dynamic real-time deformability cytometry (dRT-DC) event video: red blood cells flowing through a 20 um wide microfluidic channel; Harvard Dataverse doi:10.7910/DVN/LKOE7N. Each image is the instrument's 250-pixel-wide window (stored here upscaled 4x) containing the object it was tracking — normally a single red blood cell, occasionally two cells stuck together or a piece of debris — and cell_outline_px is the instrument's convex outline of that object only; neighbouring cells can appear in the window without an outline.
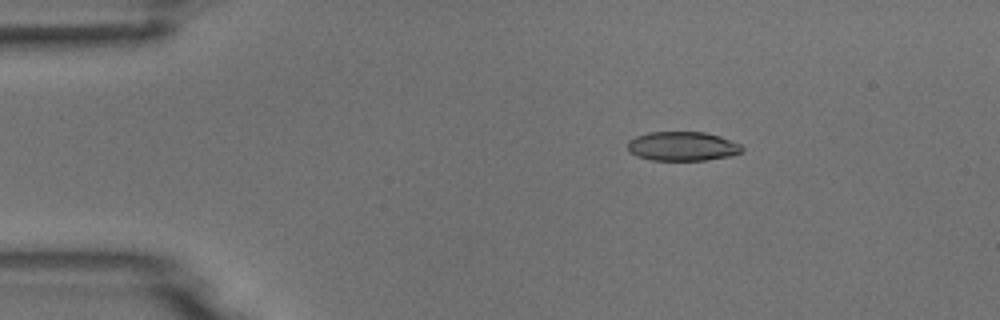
{"species": "common noctule bat (a hibernating species)", "species_latin": "Nyctalus noctula", "temperature_condition": "room temperature", "stored_images_in_passage": 4, "camera_frame_rate_fps": 3000, "um_per_image_px": 0.085, "animal": {"sex": "male", "body_mass_g": 18.8}, "frame": {"image": 1, "passage_image": 3, "time_ms": 2.333, "image_size_px": [1000, 320], "cell_outline_px": [[744, 152], [732, 156], [704, 160], [652, 160], [636, 156], [628, 152], [628, 140], [636, 136], [648, 132], [704, 132], [720, 136], [740, 144], [744, 148]], "centroid_in_image_um": [58.01, 12.43], "position_along_channel_um": 27.0, "area_um2": 19.65}}